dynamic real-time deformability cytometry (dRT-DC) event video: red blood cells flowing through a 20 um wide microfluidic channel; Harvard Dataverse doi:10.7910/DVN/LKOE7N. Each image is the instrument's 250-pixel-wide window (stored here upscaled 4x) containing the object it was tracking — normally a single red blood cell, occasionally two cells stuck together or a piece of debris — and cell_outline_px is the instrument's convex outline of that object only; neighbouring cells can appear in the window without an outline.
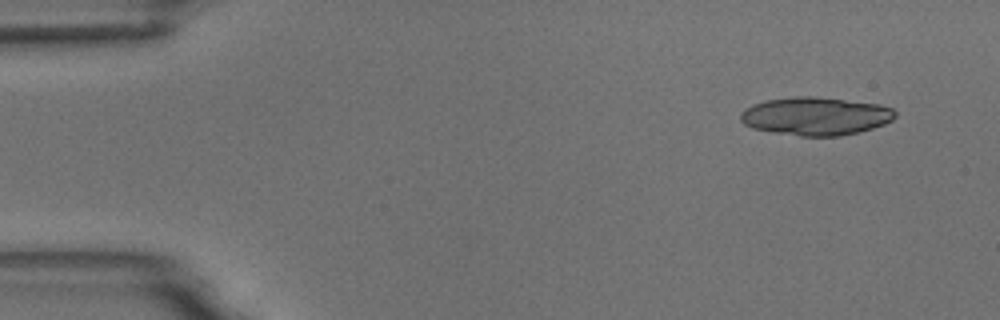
{"species": "common noctule bat (a hibernating species)", "species_latin": "Nyctalus noctula", "temperature_condition": "room temperature", "stored_images_in_passage": 4, "camera_frame_rate_fps": 3000, "um_per_image_px": 0.085, "animal": {"sex": "male", "body_mass_g": 18.8}, "frame": {"image": 1, "passage_image": 1, "time_ms": 0.0, "image_size_px": [1000, 320], "cell_outline_px": [[896, 116], [892, 120], [884, 124], [860, 132], [840, 136], [800, 136], [772, 132], [752, 128], [744, 124], [740, 120], [740, 112], [752, 104], [768, 100], [792, 96], [812, 96], [880, 104], [892, 108], [896, 112]], "centroid_in_image_um": [69.32, 9.87], "position_along_channel_um": 15.7, "area_um2": 34.51}}